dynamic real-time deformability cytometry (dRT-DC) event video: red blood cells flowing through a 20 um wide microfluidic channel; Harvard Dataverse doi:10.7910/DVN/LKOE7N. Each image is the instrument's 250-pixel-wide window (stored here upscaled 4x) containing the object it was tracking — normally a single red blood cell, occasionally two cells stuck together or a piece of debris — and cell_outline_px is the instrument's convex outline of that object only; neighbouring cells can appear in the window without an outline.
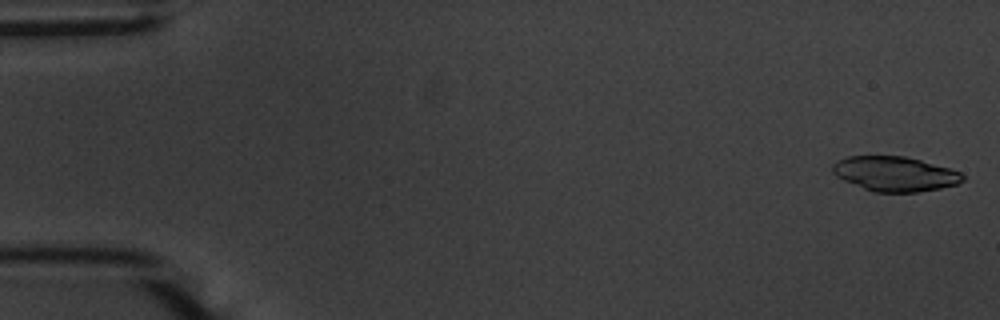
{"species": "common noctule bat (a hibernating species)", "species_latin": "Nyctalus noctula", "temperature_condition": "warm", "stored_images_in_passage": 12, "camera_frame_rate_fps": 3000, "um_per_image_px": 0.085, "animal": {"sex": "male", "body_mass_g": 20.1, "forearm_length_mm": 53.5}, "frame": {"image": 1, "passage_image": 1, "time_ms": 0.0, "image_size_px": [1000, 320], "cell_outline_px": [[964, 180], [956, 184], [940, 188], [916, 192], [876, 192], [864, 188], [844, 180], [836, 176], [832, 172], [832, 164], [836, 160], [848, 156], [904, 156], [920, 160], [948, 168], [960, 172], [964, 176]], "centroid_in_image_um": [76.03, 14.77], "position_along_channel_um": 9.0, "area_um2": 26.13}}